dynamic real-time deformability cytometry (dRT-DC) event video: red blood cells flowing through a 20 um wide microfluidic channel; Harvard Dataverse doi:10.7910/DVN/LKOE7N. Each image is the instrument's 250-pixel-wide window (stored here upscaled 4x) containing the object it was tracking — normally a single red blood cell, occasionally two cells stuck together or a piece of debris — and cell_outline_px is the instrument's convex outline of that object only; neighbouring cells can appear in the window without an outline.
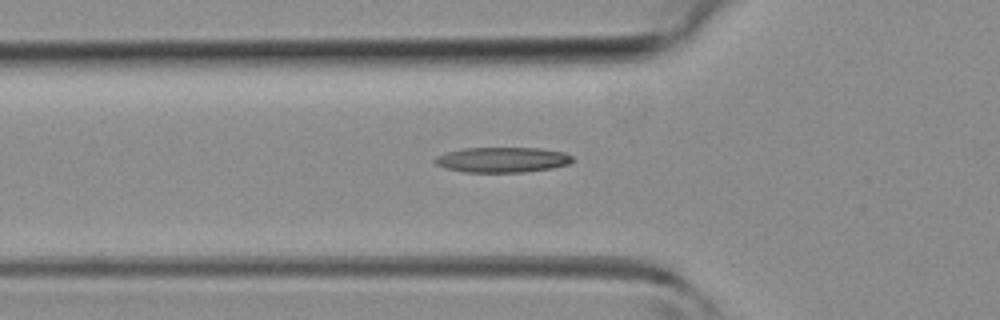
{"species": "common noctule bat (a hibernating species)", "species_latin": "Nyctalus noctula", "temperature_condition": "room temperature", "stored_images_in_passage": 43, "camera_frame_rate_fps": 3000, "um_per_image_px": 0.085, "animal": {"sex": "female", "body_mass_g": 19.3, "forearm_length_mm": 54.1}, "frame": {"image": 1, "passage_image": 15, "time_ms": 4.667, "image_size_px": [1000, 320], "cell_outline_px": [[572, 160], [568, 164], [552, 168], [524, 172], [464, 172], [448, 168], [436, 164], [432, 160], [436, 156], [448, 152], [464, 148], [540, 148], [564, 152], [572, 156]], "centroid_in_image_um": [42.7, 13.58], "position_along_channel_um": 83.1, "area_um2": 20.11}}
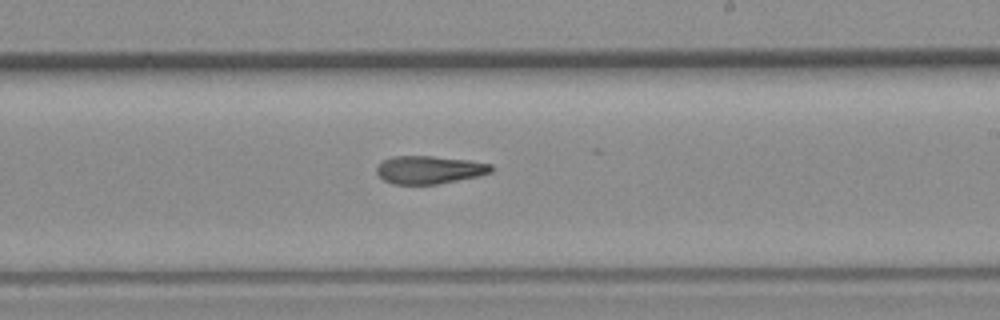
{"frame": {"image": 2, "passage_image": 26, "time_ms": 8.333, "image_size_px": [1000, 320], "cell_outline_px": [[496, 168], [492, 172], [480, 176], [436, 184], [392, 184], [384, 180], [376, 172], [376, 168], [384, 160], [392, 156], [432, 156], [468, 160], [492, 164]], "centroid_in_image_um": [36.54, 14.43], "position_along_channel_um": 252.5, "area_um2": 18.73}}
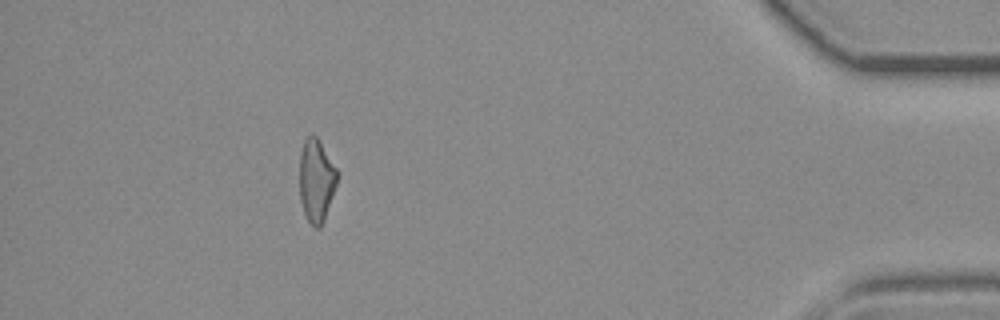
{"frame": {"image": 3, "passage_image": 40, "time_ms": 13.0, "image_size_px": [1000, 320], "cell_outline_px": [[340, 172], [324, 220], [320, 228], [316, 228], [308, 220], [304, 212], [300, 200], [300, 152], [304, 140], [312, 132], [316, 136]], "centroid_in_image_um": [26.89, 15.3], "position_along_channel_um": 408.3, "area_um2": 18.21}}